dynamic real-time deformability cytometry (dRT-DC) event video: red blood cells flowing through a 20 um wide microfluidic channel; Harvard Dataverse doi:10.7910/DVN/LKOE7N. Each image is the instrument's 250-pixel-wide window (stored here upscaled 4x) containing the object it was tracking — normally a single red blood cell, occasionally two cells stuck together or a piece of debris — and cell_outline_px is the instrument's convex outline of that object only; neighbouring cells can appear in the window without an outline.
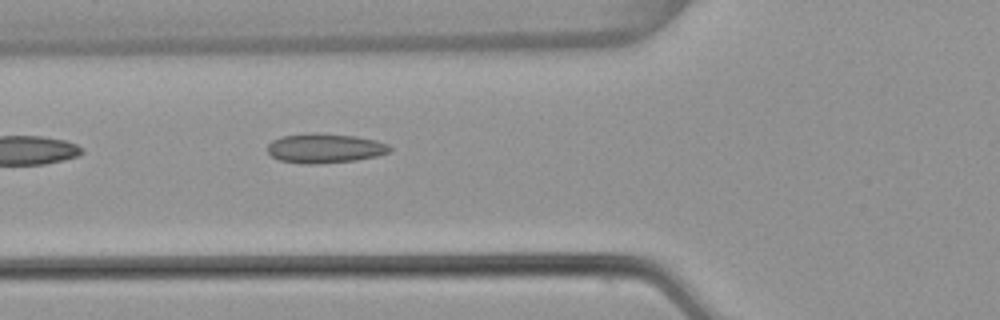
{"species": "common noctule bat (a hibernating species)", "species_latin": "Nyctalus noctula", "temperature_condition": "warm", "stored_images_in_passage": 6, "camera_frame_rate_fps": 3000, "um_per_image_px": 0.085, "animal": {"sex": "female", "body_mass_g": 22.7, "forearm_length_mm": 54.2}, "frame": {"image": 1, "passage_image": 6, "time_ms": 1.667, "image_size_px": [1000, 320], "cell_outline_px": [[392, 148], [388, 152], [376, 156], [356, 160], [320, 164], [300, 164], [280, 160], [272, 156], [268, 152], [268, 144], [272, 140], [280, 136], [308, 132], [316, 132], [356, 136], [376, 140], [388, 144]], "centroid_in_image_um": [27.58, 12.59], "position_along_channel_um": 98.2, "area_um2": 21.33}}